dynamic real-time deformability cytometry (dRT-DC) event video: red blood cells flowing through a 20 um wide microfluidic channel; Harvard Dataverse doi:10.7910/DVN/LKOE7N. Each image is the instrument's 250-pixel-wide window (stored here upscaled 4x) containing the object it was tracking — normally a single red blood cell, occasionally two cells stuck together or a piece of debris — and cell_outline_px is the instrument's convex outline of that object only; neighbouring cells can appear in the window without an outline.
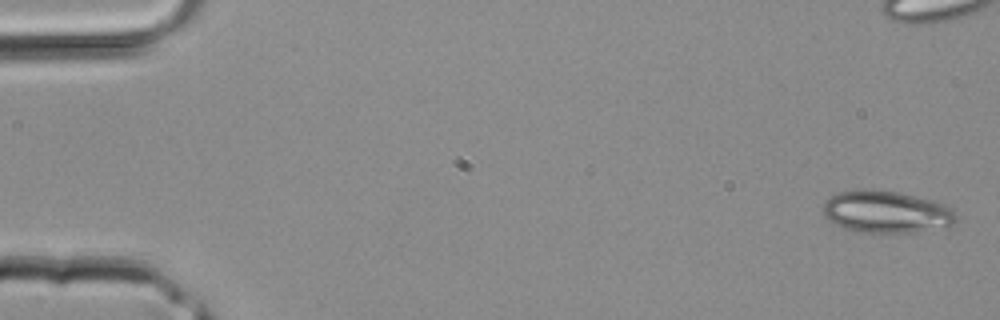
{"species": "common noctule bat (a hibernating species)", "species_latin": "Nyctalus noctula", "temperature_condition": "room temperature", "stored_images_in_passage": 39, "camera_frame_rate_fps": 3000, "um_per_image_px": 0.085, "animal": {"sex": "male", "body_mass_g": 20.4}, "frame": {"image": 1, "passage_image": 1, "time_ms": 0.0, "image_size_px": [1000, 320], "cell_outline_px": [[960, 216], [956, 224], [948, 228], [916, 232], [860, 232], [844, 228], [828, 220], [824, 216], [824, 200], [828, 196], [840, 192], [860, 188], [872, 188], [900, 192], [932, 200], [944, 204]], "centroid_in_image_um": [75.38, 18.0], "position_along_channel_um": 9.6, "area_um2": 33.41}}